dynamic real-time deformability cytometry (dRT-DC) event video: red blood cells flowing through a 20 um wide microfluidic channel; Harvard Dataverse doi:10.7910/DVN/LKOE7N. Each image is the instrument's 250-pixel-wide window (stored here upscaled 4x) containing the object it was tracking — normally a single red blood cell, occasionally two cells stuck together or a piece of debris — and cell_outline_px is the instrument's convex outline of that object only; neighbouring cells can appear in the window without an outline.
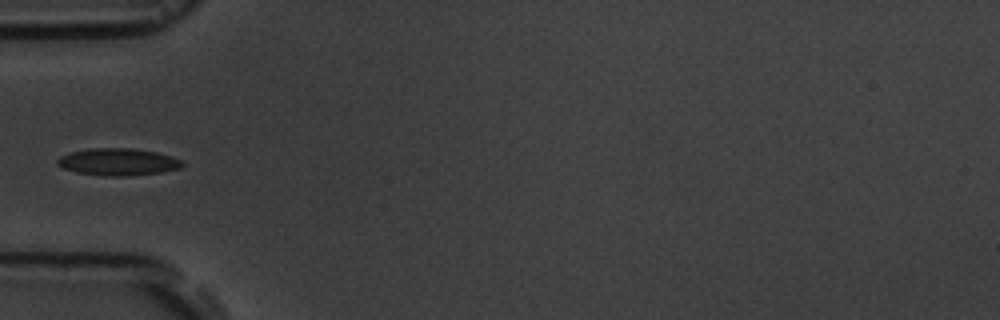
{"species": "common noctule bat (a hibernating species)", "species_latin": "Nyctalus noctula", "temperature_condition": "room temperature", "stored_images_in_passage": 3, "camera_frame_rate_fps": 3000, "um_per_image_px": 0.085, "animal": {"sex": "male", "body_mass_g": 19.5, "forearm_length_mm": 54.6}, "frame": {"image": 1, "passage_image": 3, "time_ms": 3.0, "image_size_px": [1000, 320], "cell_outline_px": [[184, 164], [180, 168], [160, 172], [124, 176], [104, 176], [76, 172], [64, 168], [56, 164], [56, 160], [60, 156], [72, 152], [88, 148], [132, 148], [156, 152], [184, 160]], "centroid_in_image_um": [10.03, 13.76], "position_along_channel_um": 75.0, "area_um2": 19.71}}